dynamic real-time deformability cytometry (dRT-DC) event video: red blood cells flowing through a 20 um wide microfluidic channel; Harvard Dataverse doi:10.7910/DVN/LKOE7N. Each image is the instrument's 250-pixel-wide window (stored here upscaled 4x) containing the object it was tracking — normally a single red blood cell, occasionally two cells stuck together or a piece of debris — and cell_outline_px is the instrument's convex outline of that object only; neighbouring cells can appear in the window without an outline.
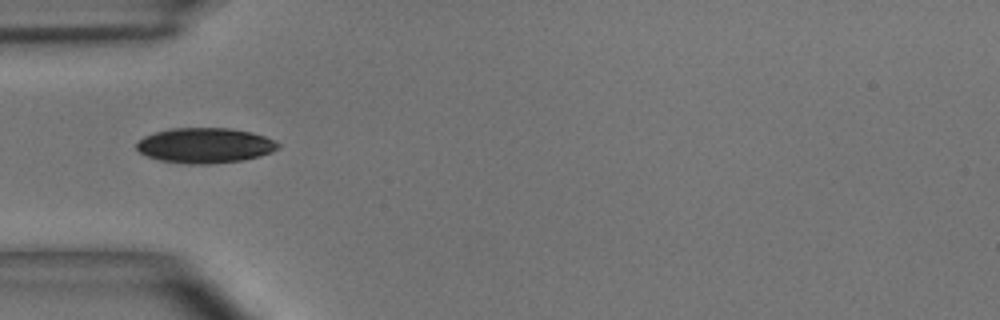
{"species": "common noctule bat (a hibernating species)", "species_latin": "Nyctalus noctula", "temperature_condition": "room temperature", "stored_images_in_passage": 36, "camera_frame_rate_fps": 3000, "um_per_image_px": 0.085, "animal": {"sex": "male", "body_mass_g": 15.6}, "frame": {"image": 1, "passage_image": 1, "time_ms": 0.0, "image_size_px": [1000, 320], "cell_outline_px": [[280, 148], [272, 152], [260, 156], [240, 160], [208, 164], [184, 164], [160, 160], [148, 156], [140, 152], [136, 148], [136, 144], [144, 136], [168, 128], [232, 128], [252, 132], [276, 140], [280, 144]], "centroid_in_image_um": [17.45, 12.35], "position_along_channel_um": 67.5, "area_um2": 29.13}}
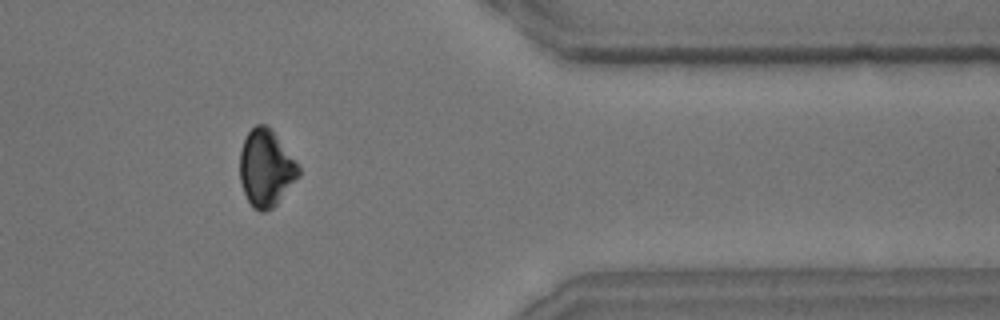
{"frame": {"image": 2, "passage_image": 27, "time_ms": 8.667, "image_size_px": [1000, 320], "cell_outline_px": [[300, 176], [276, 204], [272, 208], [264, 212], [260, 212], [252, 208], [244, 192], [240, 180], [240, 152], [244, 140], [248, 132], [256, 124], [264, 124], [272, 128], [296, 160], [300, 168]], "centroid_in_image_um": [22.62, 14.28], "position_along_channel_um": 388.8, "area_um2": 26.53}}
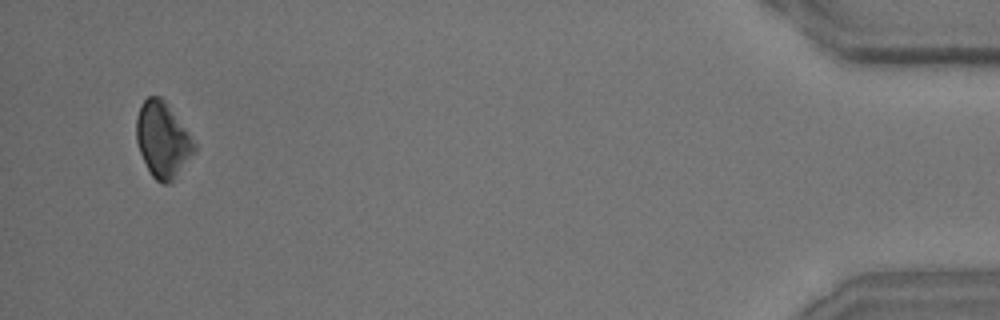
{"frame": {"image": 3, "passage_image": 34, "time_ms": 11.0, "image_size_px": [1000, 320], "cell_outline_px": [[196, 152], [172, 184], [164, 184], [156, 180], [152, 176], [140, 152], [136, 140], [136, 116], [140, 104], [148, 96], [160, 96], [164, 100], [188, 132], [196, 144]], "centroid_in_image_um": [13.84, 11.91], "position_along_channel_um": 421.4, "area_um2": 25.66}, "authors_computed_cell_mechanics": {"area_um2": 28.2064, "velocity_mm_per_s": 3.917, "shape_relaxation_time_tau1_ms": 2.4634, "shape_relaxation_time_tau2_ms": 2.664, "deformation_change_tau1": 0.0962, "deformation_change_tau2": 0.0512}}